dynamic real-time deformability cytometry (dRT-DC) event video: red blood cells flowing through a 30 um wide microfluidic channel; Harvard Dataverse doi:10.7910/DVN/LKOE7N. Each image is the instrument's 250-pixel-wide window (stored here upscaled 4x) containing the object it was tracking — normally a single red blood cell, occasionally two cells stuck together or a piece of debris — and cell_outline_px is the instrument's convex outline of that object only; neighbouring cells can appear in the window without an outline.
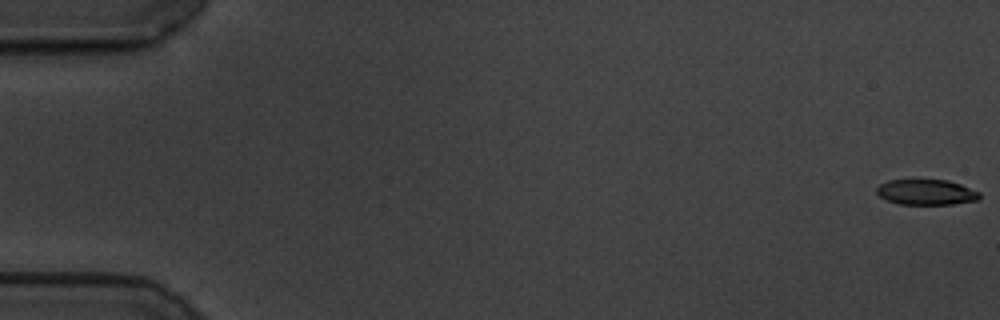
{"species": "common noctule bat (a hibernating species)", "species_latin": "Nyctalus noctula", "temperature_condition": "cold", "stored_images_in_passage": 59, "camera_frame_rate_fps": 3000, "um_per_image_px": 0.085, "animal": {"sex": "male", "body_mass_g": 19.5, "forearm_length_mm": 54.6}, "frame": {"image": 1, "passage_image": 1, "time_ms": 0.0, "image_size_px": [1000, 320], "cell_outline_px": [[980, 200], [952, 204], [900, 204], [888, 200], [880, 196], [876, 192], [876, 188], [880, 184], [888, 180], [948, 180], [960, 184], [980, 192]], "centroid_in_image_um": [78.75, 16.33], "position_along_channel_um": 6.2, "area_um2": 15.2}}
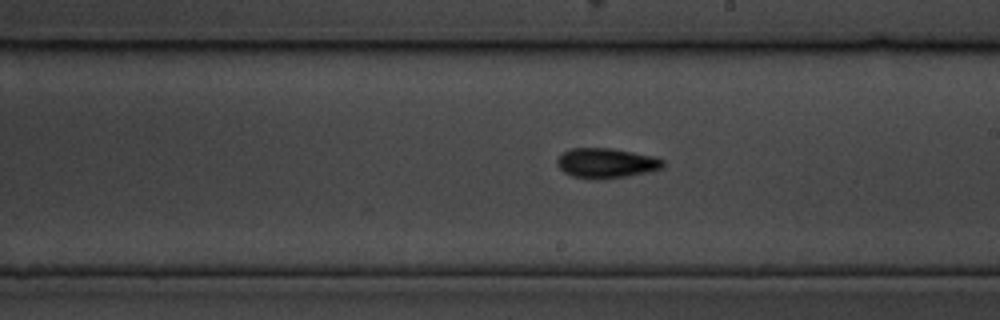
{"frame": {"image": 2, "passage_image": 34, "time_ms": 11.0, "image_size_px": [1000, 320], "cell_outline_px": [[664, 168], [648, 172], [628, 176], [604, 180], [588, 180], [572, 176], [564, 172], [556, 164], [556, 160], [564, 152], [572, 148], [612, 148], [656, 156], [664, 160]], "centroid_in_image_um": [51.55, 13.88], "position_along_channel_um": 237.4, "area_um2": 18.9}}
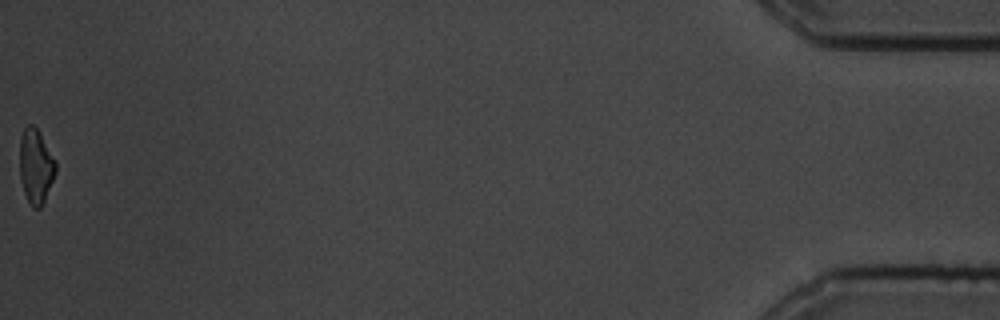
{"frame": {"image": 3, "passage_image": 59, "time_ms": 19.333, "image_size_px": [1000, 320], "cell_outline_px": [[56, 172], [44, 200], [40, 208], [32, 208], [24, 192], [20, 176], [20, 136], [24, 128], [28, 124], [32, 124], [40, 132], [56, 160]], "centroid_in_image_um": [3.04, 14.09], "position_along_channel_um": 432.2, "area_um2": 15.61}, "authors_computed_cell_mechanics": {"area_um2": 16.9932, "velocity_mm_per_s": 3.4753, "shape_relaxation_time_tau1_ms": 4.0081, "shape_relaxation_time_tau2_ms": 9.7908, "deformation_change_tau1": 0.145, "deformation_change_tau2": 0.1625}}